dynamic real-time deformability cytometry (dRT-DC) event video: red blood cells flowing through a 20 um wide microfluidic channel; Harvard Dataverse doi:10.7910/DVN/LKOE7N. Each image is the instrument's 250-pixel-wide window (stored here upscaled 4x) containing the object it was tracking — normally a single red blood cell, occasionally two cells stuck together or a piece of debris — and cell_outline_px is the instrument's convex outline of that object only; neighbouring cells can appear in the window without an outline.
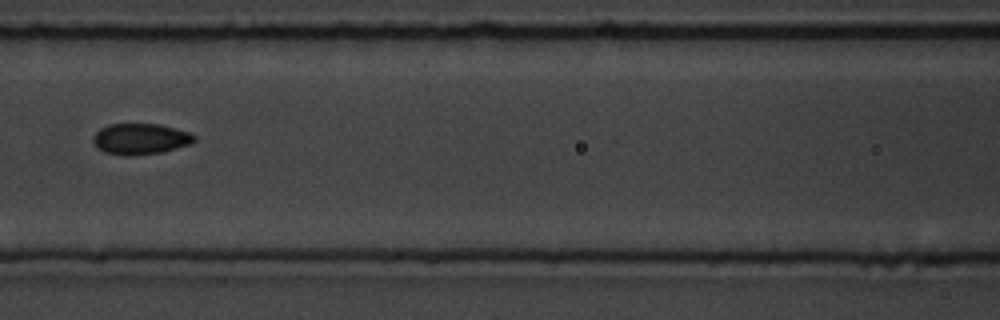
{"species": "common noctule bat (a hibernating species)", "species_latin": "Nyctalus noctula", "temperature_condition": "room temperature", "stored_images_in_passage": 15, "camera_frame_rate_fps": 3000, "um_per_image_px": 0.085, "animal": {"sex": "male", "body_mass_g": 19.5, "forearm_length_mm": 54.6}, "frame": {"image": 1, "passage_image": 7, "time_ms": 7.667, "image_size_px": [1000, 320], "cell_outline_px": [[196, 140], [192, 144], [160, 152], [132, 156], [120, 156], [104, 152], [92, 140], [96, 132], [100, 128], [108, 124], [160, 124], [176, 128], [188, 132], [196, 136]], "centroid_in_image_um": [11.95, 11.81], "position_along_channel_um": 154.6, "area_um2": 18.32}}
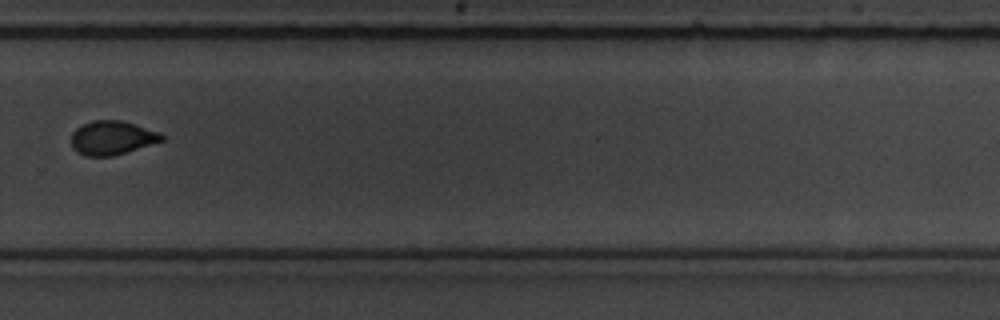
{"frame": {"image": 2, "passage_image": 11, "time_ms": 12.333, "image_size_px": [1000, 320], "cell_outline_px": [[164, 140], [112, 156], [84, 156], [76, 152], [72, 148], [72, 132], [76, 128], [92, 120], [120, 120], [160, 132], [164, 136]], "centroid_in_image_um": [9.49, 11.72], "position_along_channel_um": 320.3, "area_um2": 17.74}, "authors_computed_cell_mechanics": {"area_um2": 18.0336, "velocity_mm_per_s": 3.5499, "shape_relaxation_time_tau1_ms": 1.6261, "shape_relaxation_time_tau2_ms": 2.6159, "deformation_change_tau1": 0.1761, "deformation_change_tau2": 0.0553}}